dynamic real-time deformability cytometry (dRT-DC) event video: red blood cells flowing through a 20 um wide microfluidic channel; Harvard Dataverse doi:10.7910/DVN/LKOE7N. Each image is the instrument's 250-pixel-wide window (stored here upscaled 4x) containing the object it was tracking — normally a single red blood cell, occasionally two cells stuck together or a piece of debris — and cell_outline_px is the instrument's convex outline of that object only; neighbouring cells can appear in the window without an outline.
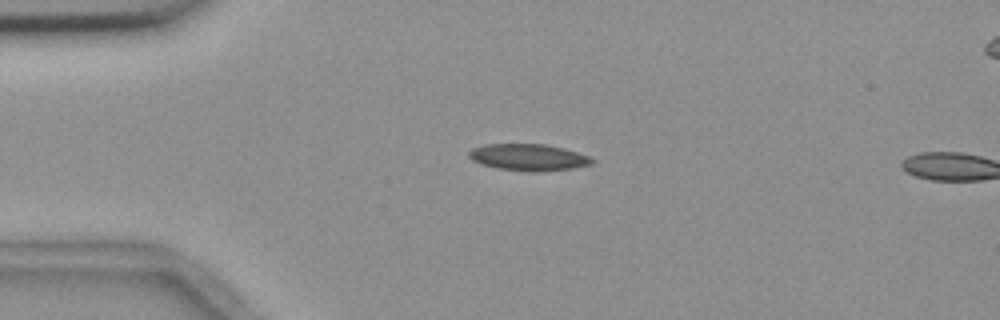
{"species": "common noctule bat (a hibernating species)", "species_latin": "Nyctalus noctula", "temperature_condition": "room temperature", "stored_images_in_passage": 3, "camera_frame_rate_fps": 3000, "um_per_image_px": 0.085, "animal": {"sex": "female", "body_mass_g": 18.4}, "frame": {"image": 1, "passage_image": 2, "time_ms": 2.0, "image_size_px": [1000, 320], "cell_outline_px": [[596, 160], [592, 164], [572, 168], [536, 172], [528, 172], [496, 168], [480, 164], [472, 160], [468, 156], [468, 152], [472, 148], [484, 144], [548, 144], [564, 148], [588, 156]], "centroid_in_image_um": [44.89, 13.37], "position_along_channel_um": 40.1, "area_um2": 19.31}}